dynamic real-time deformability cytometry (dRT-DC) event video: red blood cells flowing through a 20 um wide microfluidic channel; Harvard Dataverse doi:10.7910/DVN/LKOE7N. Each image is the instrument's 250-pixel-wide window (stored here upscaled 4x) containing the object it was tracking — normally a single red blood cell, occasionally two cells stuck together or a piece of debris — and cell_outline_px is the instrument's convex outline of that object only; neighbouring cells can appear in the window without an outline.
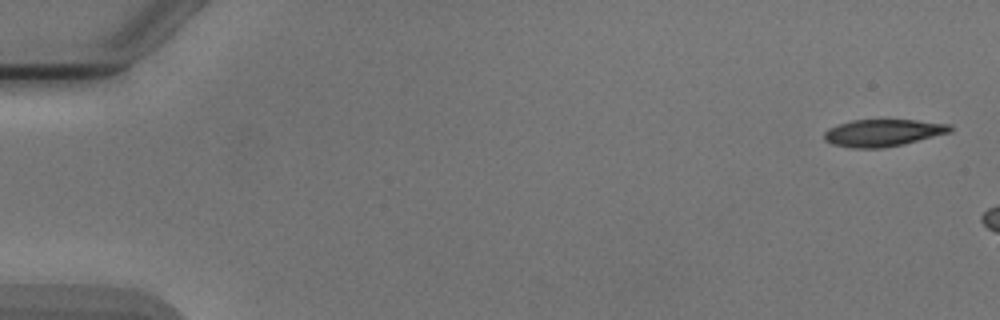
{"species": "Egyptian fruit bat (a non-hibernating species)", "species_latin": "Rousettus aegyptiacus", "temperature_condition": "cold", "stored_images_in_passage": 5, "camera_frame_rate_fps": 3000, "um_per_image_px": 0.085, "animal": {"sex": "male"}, "frame": {"image": 1, "passage_image": 1, "time_ms": 0.0, "image_size_px": [1000, 320], "cell_outline_px": [[952, 132], [904, 144], [884, 148], [852, 148], [832, 144], [824, 140], [824, 132], [828, 128], [836, 124], [852, 120], [916, 120], [952, 124]], "centroid_in_image_um": [75.05, 11.29], "position_along_channel_um": 9.9, "area_um2": 20.11}}